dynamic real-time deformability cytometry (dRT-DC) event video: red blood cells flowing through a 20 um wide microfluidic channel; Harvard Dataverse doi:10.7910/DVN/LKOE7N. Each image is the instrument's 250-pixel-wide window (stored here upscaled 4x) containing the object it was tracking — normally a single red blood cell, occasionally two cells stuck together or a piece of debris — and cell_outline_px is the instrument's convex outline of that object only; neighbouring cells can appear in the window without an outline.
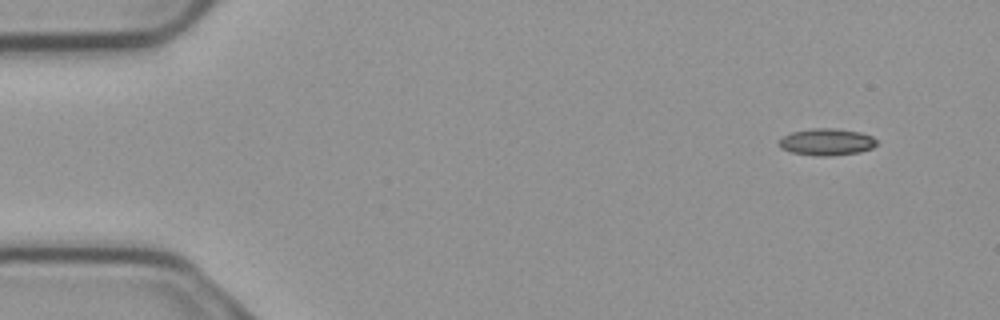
{"species": "common noctule bat (a hibernating species)", "species_latin": "Nyctalus noctula", "temperature_condition": "cold", "stored_images_in_passage": 3, "camera_frame_rate_fps": 3000, "um_per_image_px": 0.085, "animal": {"sex": "male", "body_mass_g": 23.1, "forearm_length_mm": 52.7}, "frame": {"image": 1, "passage_image": 3, "time_ms": 0.667, "image_size_px": [1000, 320], "cell_outline_px": [[880, 140], [872, 148], [860, 152], [832, 156], [816, 156], [792, 152], [780, 148], [780, 140], [784, 136], [792, 132], [812, 128], [836, 128], [860, 132], [872, 136]], "centroid_in_image_um": [70.32, 12.06], "position_along_channel_um": 14.7, "area_um2": 15.37}}